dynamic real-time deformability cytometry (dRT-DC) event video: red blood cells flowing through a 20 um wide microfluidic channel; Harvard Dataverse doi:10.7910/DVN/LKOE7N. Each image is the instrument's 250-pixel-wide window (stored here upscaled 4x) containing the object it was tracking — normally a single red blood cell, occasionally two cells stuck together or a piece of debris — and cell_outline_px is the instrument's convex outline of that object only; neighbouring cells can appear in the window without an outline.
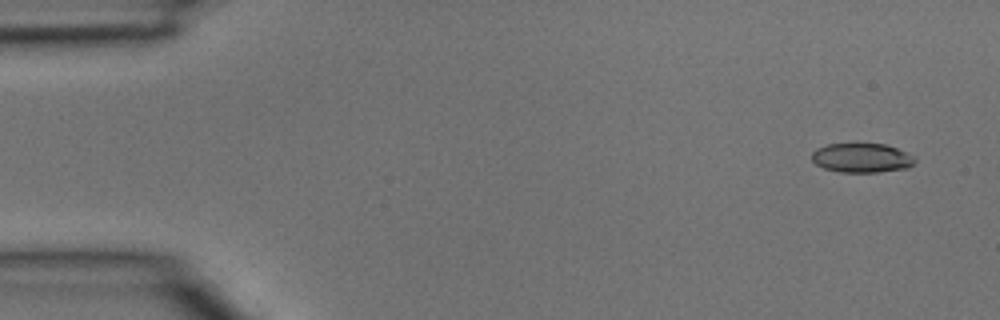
{"species": "common noctule bat (a hibernating species)", "species_latin": "Nyctalus noctula", "temperature_condition": "room temperature", "stored_images_in_passage": 4, "camera_frame_rate_fps": 3000, "um_per_image_px": 0.085, "animal": {"sex": "male", "body_mass_g": 15.6}, "frame": {"image": 1, "passage_image": 1, "time_ms": 0.0, "image_size_px": [1000, 320], "cell_outline_px": [[916, 160], [908, 168], [880, 172], [840, 172], [824, 168], [816, 164], [812, 160], [812, 152], [816, 148], [828, 144], [856, 140], [884, 144], [896, 148], [916, 156]], "centroid_in_image_um": [73.24, 13.37], "position_along_channel_um": 11.8, "area_um2": 18.44}}